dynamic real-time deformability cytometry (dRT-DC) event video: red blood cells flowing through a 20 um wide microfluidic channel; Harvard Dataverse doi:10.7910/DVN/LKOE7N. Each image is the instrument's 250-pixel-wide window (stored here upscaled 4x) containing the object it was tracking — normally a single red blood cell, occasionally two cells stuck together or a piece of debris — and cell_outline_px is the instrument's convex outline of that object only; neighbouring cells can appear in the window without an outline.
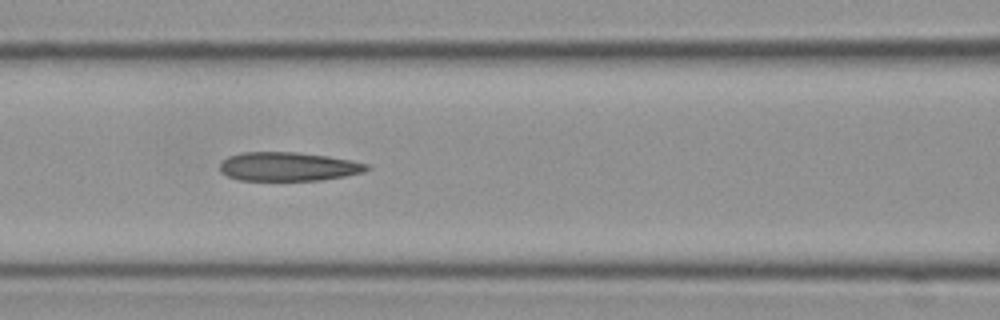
{"species": "Egyptian fruit bat (a non-hibernating species)", "species_latin": "Rousettus aegyptiacus", "temperature_condition": "cold", "stored_images_in_passage": 19, "camera_frame_rate_fps": 3000, "um_per_image_px": 0.085, "frame": {"image": 1, "passage_image": 11, "time_ms": 3.333, "image_size_px": [1000, 320], "cell_outline_px": [[372, 168], [364, 172], [344, 176], [320, 180], [240, 180], [228, 176], [220, 172], [220, 164], [228, 156], [244, 152], [300, 152], [328, 156], [368, 164]], "centroid_in_image_um": [24.51, 14.15], "position_along_channel_um": 142.1, "area_um2": 24.62}}
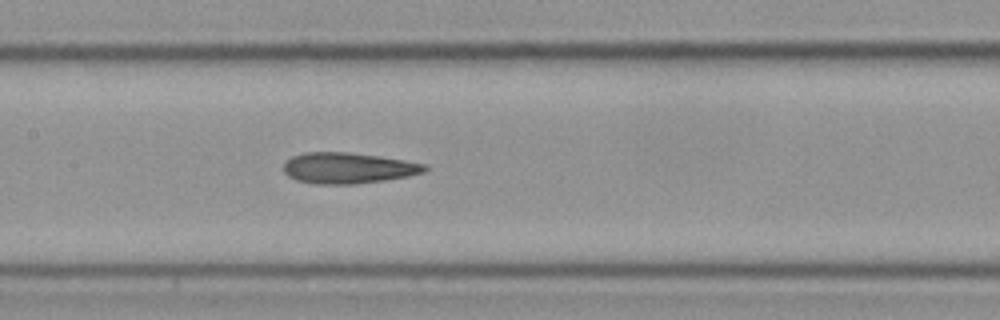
{"frame": {"image": 2, "passage_image": 14, "time_ms": 4.333, "image_size_px": [1000, 320], "cell_outline_px": [[428, 168], [424, 172], [408, 176], [384, 180], [356, 184], [316, 184], [296, 180], [288, 176], [284, 172], [284, 160], [292, 156], [304, 152], [348, 152], [380, 156], [404, 160], [424, 164]], "centroid_in_image_um": [29.54, 14.28], "position_along_channel_um": 177.9, "area_um2": 25.49}}